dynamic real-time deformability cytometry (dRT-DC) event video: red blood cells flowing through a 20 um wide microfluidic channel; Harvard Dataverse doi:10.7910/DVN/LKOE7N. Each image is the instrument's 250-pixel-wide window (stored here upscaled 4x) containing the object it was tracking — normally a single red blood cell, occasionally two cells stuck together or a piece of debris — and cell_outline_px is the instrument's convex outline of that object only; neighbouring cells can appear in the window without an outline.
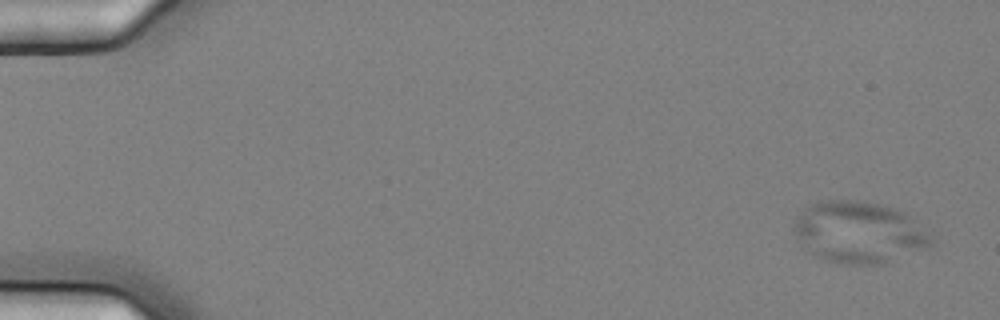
{"species": "common noctule bat (a hibernating species)", "species_latin": "Nyctalus noctula", "temperature_condition": "cold", "stored_images_in_passage": 8, "camera_frame_rate_fps": 3000, "um_per_image_px": 0.085, "animal": {"sex": "female", "body_mass_g": 25.1}, "frame": {"image": 1, "passage_image": 1, "time_ms": 0.0, "image_size_px": [1000, 320], "cell_outline_px": [[932, 244], [924, 248], [884, 264], [836, 264], [812, 256], [808, 252], [796, 236], [792, 228], [796, 216], [808, 204], [820, 200], [860, 200], [880, 204], [896, 208], [904, 212], [932, 240]], "centroid_in_image_um": [72.9, 19.74], "position_along_channel_um": 12.1, "area_um2": 49.25}}